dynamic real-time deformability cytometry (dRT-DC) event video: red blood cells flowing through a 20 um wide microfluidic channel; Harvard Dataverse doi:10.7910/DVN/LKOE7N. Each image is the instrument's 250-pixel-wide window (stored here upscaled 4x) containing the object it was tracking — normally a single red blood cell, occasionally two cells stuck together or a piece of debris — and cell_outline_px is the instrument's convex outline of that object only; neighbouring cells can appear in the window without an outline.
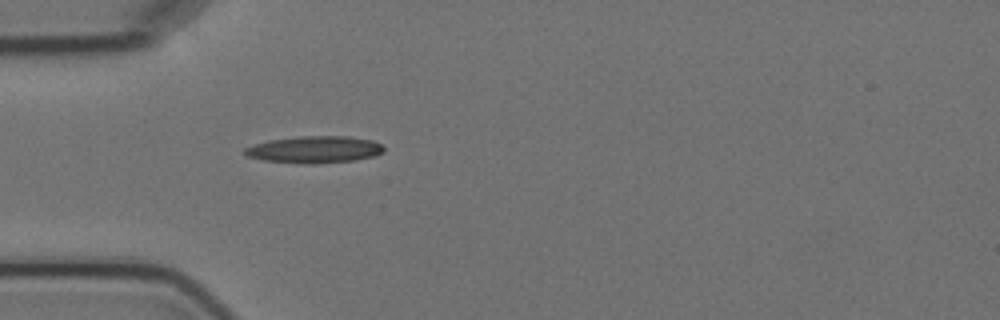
{"species": "Egyptian fruit bat (a non-hibernating species)", "species_latin": "Rousettus aegyptiacus", "temperature_condition": "cold", "stored_images_in_passage": 4, "camera_frame_rate_fps": 3000, "um_per_image_px": 0.085, "animal": {"sex": "female"}, "frame": {"image": 1, "passage_image": 4, "time_ms": 4.667, "image_size_px": [1000, 320], "cell_outline_px": [[384, 152], [372, 156], [356, 160], [312, 164], [264, 160], [248, 156], [244, 152], [244, 148], [252, 144], [268, 140], [296, 136], [348, 136], [372, 140], [380, 144], [384, 148]], "centroid_in_image_um": [26.72, 12.7], "position_along_channel_um": 58.3, "area_um2": 21.79}}